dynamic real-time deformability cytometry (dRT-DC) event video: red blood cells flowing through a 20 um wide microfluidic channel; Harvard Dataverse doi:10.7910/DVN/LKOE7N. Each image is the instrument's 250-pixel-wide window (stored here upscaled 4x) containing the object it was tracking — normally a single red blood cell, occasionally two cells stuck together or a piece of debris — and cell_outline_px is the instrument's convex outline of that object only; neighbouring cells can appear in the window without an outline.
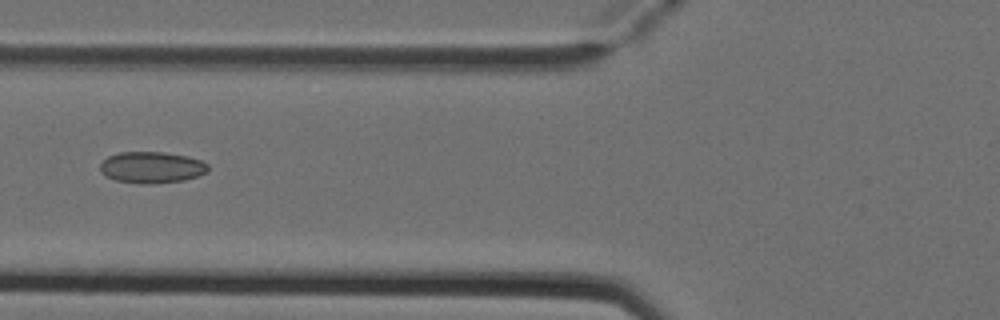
{"species": "Egyptian fruit bat (a non-hibernating species)", "species_latin": "Rousettus aegyptiacus", "temperature_condition": "cold", "stored_images_in_passage": 6, "camera_frame_rate_fps": 3000, "um_per_image_px": 0.085, "animal": {"sex": "female"}, "frame": {"image": 1, "passage_image": 6, "time_ms": 1.667, "image_size_px": [1000, 320], "cell_outline_px": [[208, 172], [184, 180], [148, 184], [140, 184], [116, 180], [104, 176], [100, 172], [100, 164], [108, 156], [120, 152], [164, 152], [188, 156], [200, 160], [208, 164]], "centroid_in_image_um": [12.87, 14.23], "position_along_channel_um": 112.9, "area_um2": 19.83}}